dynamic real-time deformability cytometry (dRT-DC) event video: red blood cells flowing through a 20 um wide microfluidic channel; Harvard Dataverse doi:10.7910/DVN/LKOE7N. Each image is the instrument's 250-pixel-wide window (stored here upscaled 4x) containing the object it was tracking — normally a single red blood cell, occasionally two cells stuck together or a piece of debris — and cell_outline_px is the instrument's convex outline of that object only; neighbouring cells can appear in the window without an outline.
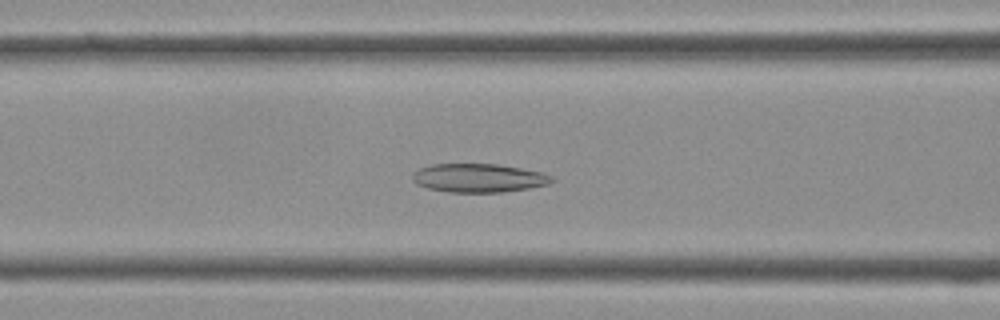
{"species": "Egyptian fruit bat (a non-hibernating species)", "species_latin": "Rousettus aegyptiacus", "temperature_condition": "cold", "stored_images_in_passage": 40, "camera_frame_rate_fps": 3000, "um_per_image_px": 0.085, "frame": {"image": 1, "passage_image": 16, "time_ms": 5.0, "image_size_px": [1000, 320], "cell_outline_px": [[556, 180], [548, 184], [528, 188], [504, 192], [448, 192], [428, 188], [416, 184], [412, 180], [412, 176], [420, 168], [432, 164], [500, 164], [540, 172], [552, 176]], "centroid_in_image_um": [40.69, 15.13], "position_along_channel_um": 125.9, "area_um2": 23.18}}
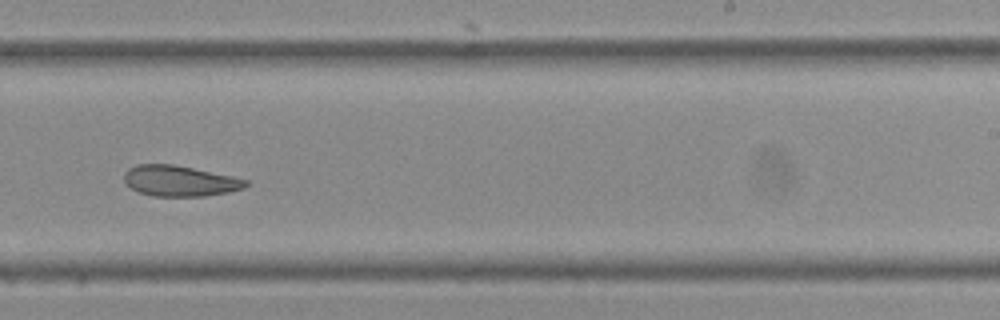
{"frame": {"image": 2, "passage_image": 25, "time_ms": 8.0, "image_size_px": [1000, 320], "cell_outline_px": [[248, 184], [244, 188], [228, 192], [204, 196], [152, 196], [140, 192], [132, 188], [124, 180], [124, 172], [128, 168], [136, 164], [172, 164], [232, 176], [248, 180]], "centroid_in_image_um": [15.27, 15.37], "position_along_channel_um": 273.7, "area_um2": 21.62}}
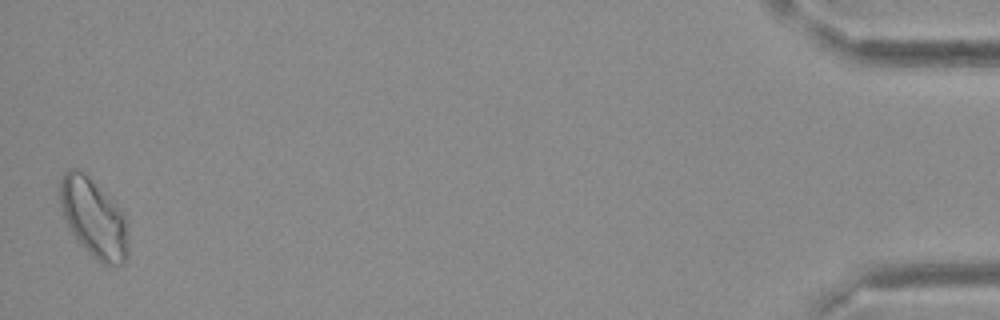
{"frame": {"image": 3, "passage_image": 40, "time_ms": 13.0, "image_size_px": [1000, 320], "cell_outline_px": [[128, 256], [124, 264], [116, 268], [104, 264], [88, 252], [76, 240], [64, 216], [60, 204], [60, 180], [64, 172], [68, 168], [76, 168], [84, 172], [124, 212], [128, 220]], "centroid_in_image_um": [8.01, 18.56], "position_along_channel_um": 427.2, "area_um2": 31.67}}